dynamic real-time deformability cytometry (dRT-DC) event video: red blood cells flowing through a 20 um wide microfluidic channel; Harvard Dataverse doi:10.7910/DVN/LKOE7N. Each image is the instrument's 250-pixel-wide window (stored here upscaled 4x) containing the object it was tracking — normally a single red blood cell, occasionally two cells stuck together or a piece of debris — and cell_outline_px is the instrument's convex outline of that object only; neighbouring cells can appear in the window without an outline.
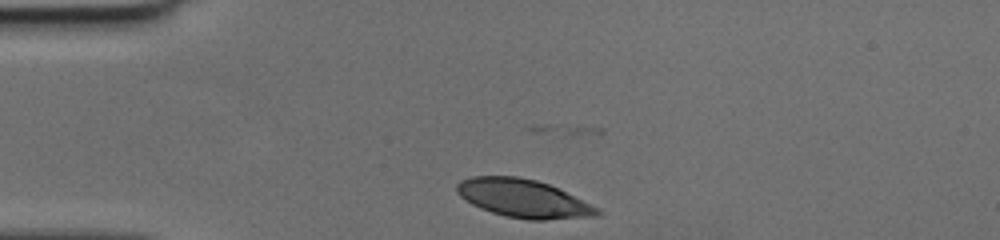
{"species": "human", "species_latin": "Homo sapiens", "temperature_condition": "cold", "stored_images_in_passage": 29, "camera_frame_rate_fps": 3000, "um_per_image_px": 0.085, "donor": {"sex": "female"}, "frame": {"image": 1, "passage_image": 1, "time_ms": 0.0, "image_size_px": [1000, 240], "cell_outline_px": [[604, 212], [600, 216], [544, 220], [528, 220], [504, 216], [480, 208], [472, 204], [460, 196], [456, 192], [456, 184], [460, 180], [472, 176], [516, 176], [536, 180], [548, 184]], "centroid_in_image_um": [44.43, 16.87], "position_along_channel_um": 40.6, "area_um2": 30.98}}
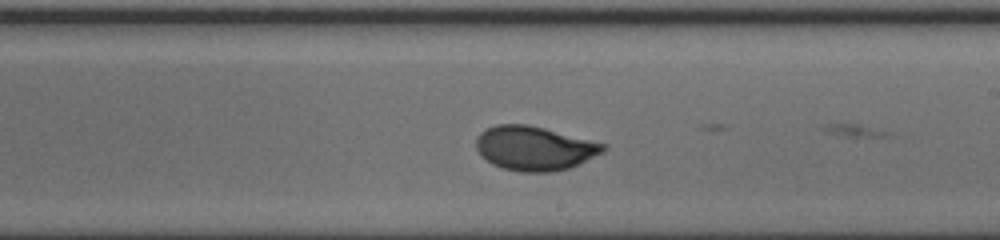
{"frame": {"image": 2, "passage_image": 18, "time_ms": 5.667, "image_size_px": [1000, 240], "cell_outline_px": [[608, 148], [604, 152], [568, 168], [552, 172], [520, 172], [500, 168], [492, 164], [476, 148], [476, 136], [480, 132], [496, 124], [528, 124], [608, 144]], "centroid_in_image_um": [45.44, 12.6], "position_along_channel_um": 243.6, "area_um2": 32.77}}
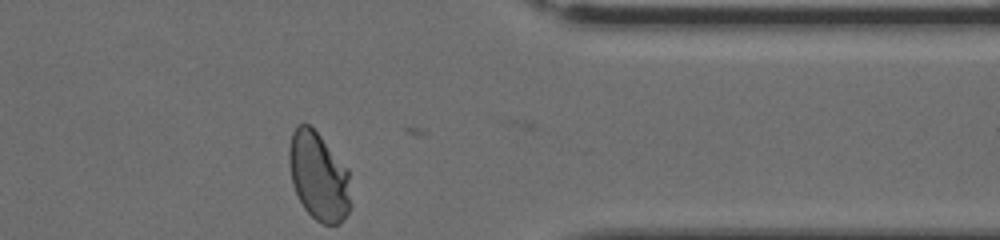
{"frame": {"image": 3, "passage_image": 29, "time_ms": 9.333, "image_size_px": [1000, 240], "cell_outline_px": [[352, 204], [344, 220], [340, 224], [324, 224], [316, 220], [304, 208], [292, 184], [288, 160], [288, 148], [292, 132], [296, 124], [308, 124], [320, 136], [348, 168]], "centroid_in_image_um": [27.09, 15.0], "position_along_channel_um": 384.3, "area_um2": 32.02}}